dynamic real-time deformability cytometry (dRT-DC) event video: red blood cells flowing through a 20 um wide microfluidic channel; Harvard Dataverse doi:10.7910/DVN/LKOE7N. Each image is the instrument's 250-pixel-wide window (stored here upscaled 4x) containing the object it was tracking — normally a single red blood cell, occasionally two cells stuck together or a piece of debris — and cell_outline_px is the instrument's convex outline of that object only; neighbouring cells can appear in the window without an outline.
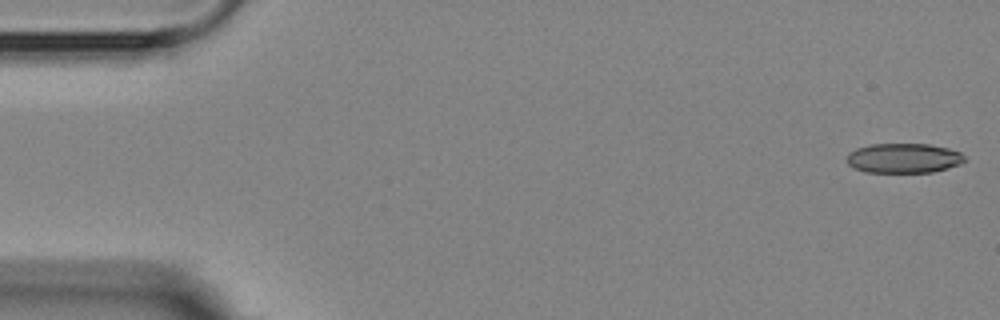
{"species": "Egyptian fruit bat (a non-hibernating species)", "species_latin": "Rousettus aegyptiacus", "temperature_condition": "room temperature", "stored_images_in_passage": 6, "camera_frame_rate_fps": 3000, "um_per_image_px": 0.085, "animal": {"sex": "female"}, "frame": {"image": 1, "passage_image": 1, "time_ms": 0.0, "image_size_px": [1000, 320], "cell_outline_px": [[964, 160], [960, 164], [948, 168], [932, 172], [864, 172], [852, 168], [848, 164], [848, 152], [856, 148], [868, 144], [928, 144], [948, 148], [960, 152], [964, 156]], "centroid_in_image_um": [76.78, 13.44], "position_along_channel_um": 8.2, "area_um2": 20.46}}
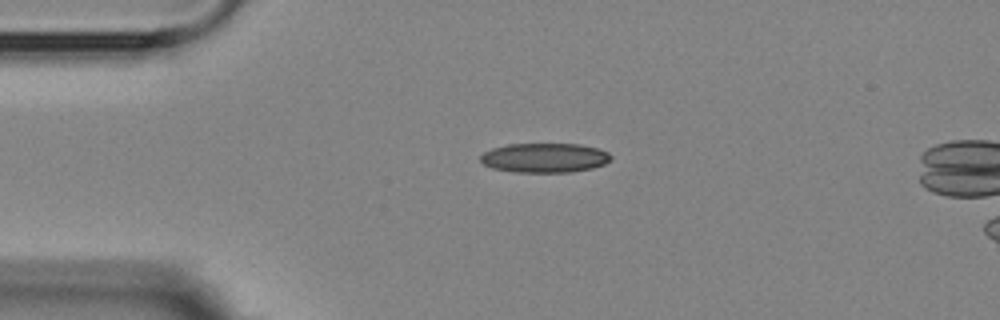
{"frame": {"image": 2, "passage_image": 4, "time_ms": 3.667, "image_size_px": [1000, 320], "cell_outline_px": [[612, 160], [604, 164], [592, 168], [572, 172], [512, 172], [492, 168], [484, 164], [480, 160], [480, 156], [484, 152], [492, 148], [508, 144], [580, 144], [596, 148], [608, 152], [612, 156]], "centroid_in_image_um": [46.29, 13.41], "position_along_channel_um": 38.7, "area_um2": 22.48}}